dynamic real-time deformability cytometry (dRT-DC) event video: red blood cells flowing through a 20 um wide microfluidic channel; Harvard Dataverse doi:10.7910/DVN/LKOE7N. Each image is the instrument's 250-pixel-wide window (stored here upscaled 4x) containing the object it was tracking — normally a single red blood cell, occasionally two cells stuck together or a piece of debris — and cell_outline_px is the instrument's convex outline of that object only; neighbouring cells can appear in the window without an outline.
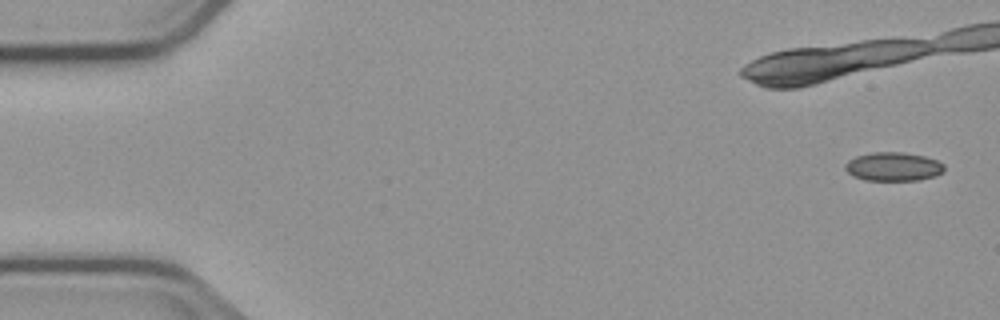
{"species": "common noctule bat (a hibernating species)", "species_latin": "Nyctalus noctula", "temperature_condition": "cold", "stored_images_in_passage": 3, "camera_frame_rate_fps": 3000, "um_per_image_px": 0.085, "animal": {"sex": "male", "body_mass_g": 23.1, "forearm_length_mm": 52.7}, "frame": {"image": 1, "passage_image": 1, "time_ms": 0.0, "image_size_px": [1000, 320], "cell_outline_px": [[944, 172], [936, 176], [920, 180], [864, 180], [852, 176], [844, 168], [844, 164], [848, 160], [856, 156], [872, 152], [904, 152], [924, 156], [936, 160], [944, 164]], "centroid_in_image_um": [75.93, 14.16], "position_along_channel_um": 9.1, "area_um2": 16.76}}